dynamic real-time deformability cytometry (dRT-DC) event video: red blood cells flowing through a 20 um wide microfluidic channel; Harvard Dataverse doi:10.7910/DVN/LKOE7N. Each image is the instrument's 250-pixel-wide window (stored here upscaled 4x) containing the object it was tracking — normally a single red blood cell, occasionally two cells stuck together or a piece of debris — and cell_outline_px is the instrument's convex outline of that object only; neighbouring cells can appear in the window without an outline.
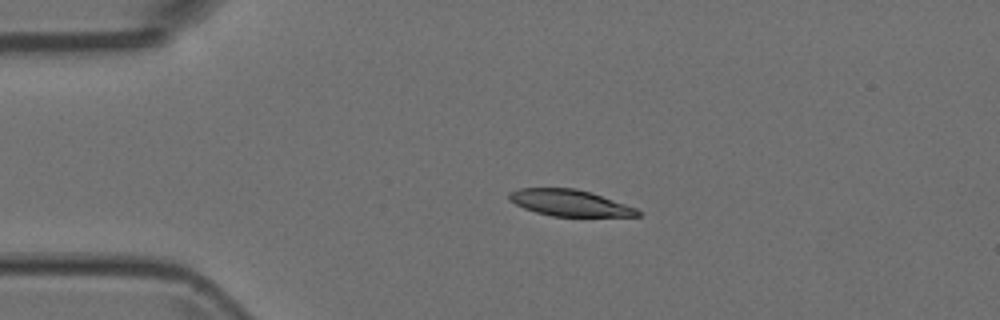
{"species": "Egyptian fruit bat (a non-hibernating species)", "species_latin": "Rousettus aegyptiacus", "temperature_condition": "room temperature", "stored_images_in_passage": 5, "camera_frame_rate_fps": 3000, "um_per_image_px": 0.085, "animal": {"sex": "female"}, "frame": {"image": 1, "passage_image": 3, "time_ms": 0.667, "image_size_px": [1000, 320], "cell_outline_px": [[644, 212], [640, 216], [552, 216], [536, 212], [524, 208], [508, 200], [508, 192], [520, 188], [576, 188], [592, 192], [636, 208]], "centroid_in_image_um": [48.43, 17.24], "position_along_channel_um": 36.6, "area_um2": 19.83}}
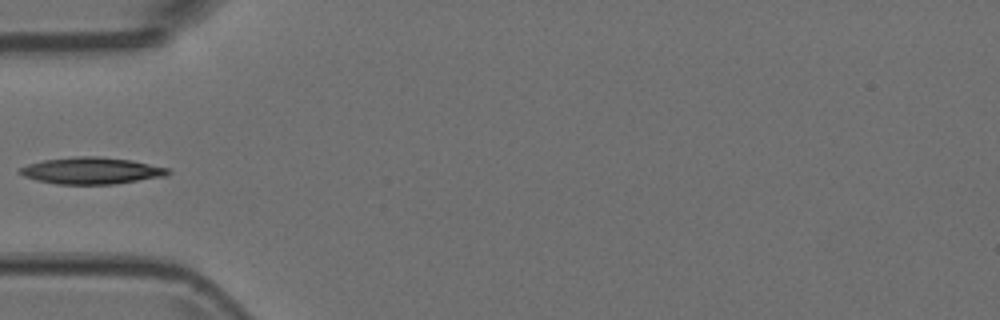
{"frame": {"image": 2, "passage_image": 5, "time_ms": 1.333, "image_size_px": [1000, 320], "cell_outline_px": [[172, 172], [168, 176], [112, 184], [56, 184], [36, 180], [24, 176], [16, 172], [20, 168], [28, 164], [44, 160], [76, 156], [100, 156], [132, 160], [168, 168]], "centroid_in_image_um": [7.78, 14.5], "position_along_channel_um": 77.2, "area_um2": 23.18}}